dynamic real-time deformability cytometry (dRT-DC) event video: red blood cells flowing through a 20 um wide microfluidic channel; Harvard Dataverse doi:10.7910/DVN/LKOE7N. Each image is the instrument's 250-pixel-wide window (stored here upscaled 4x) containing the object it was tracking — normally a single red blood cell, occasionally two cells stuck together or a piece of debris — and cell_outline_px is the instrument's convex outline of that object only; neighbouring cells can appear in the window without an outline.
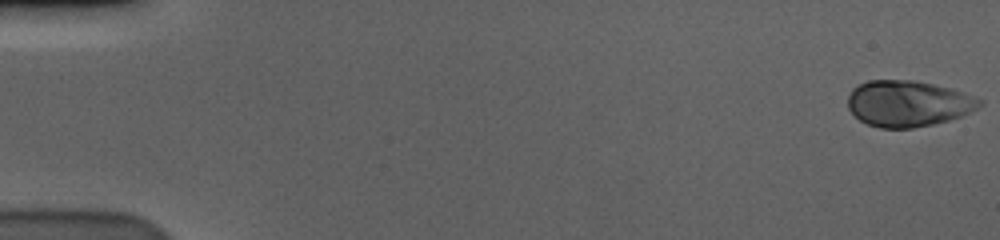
{"species": "human", "species_latin": "Homo sapiens", "temperature_condition": "cold", "stored_images_in_passage": 58, "camera_frame_rate_fps": 3000, "um_per_image_px": 0.085, "donor": {"sex": "male"}, "frame": {"image": 1, "passage_image": 1, "time_ms": 0.0, "image_size_px": [1000, 240], "cell_outline_px": [[984, 104], [960, 116], [948, 120], [932, 124], [912, 128], [880, 128], [868, 124], [860, 120], [848, 108], [848, 96], [852, 88], [868, 80], [912, 80], [952, 88], [984, 100]], "centroid_in_image_um": [77.18, 8.79], "position_along_channel_um": 7.8, "area_um2": 35.26}}
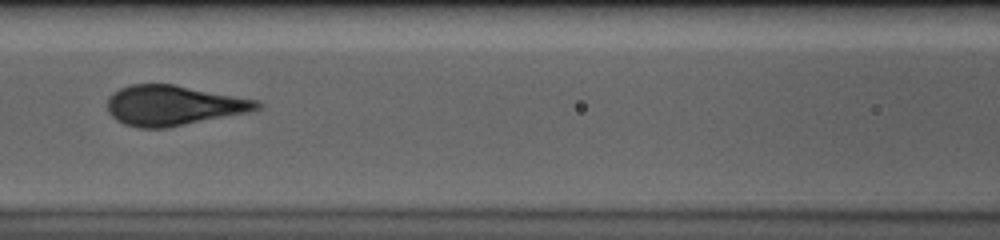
{"frame": {"image": 2, "passage_image": 27, "time_ms": 8.667, "image_size_px": [1000, 240], "cell_outline_px": [[264, 104], [260, 108], [252, 112], [164, 128], [140, 128], [124, 124], [116, 120], [108, 112], [108, 96], [112, 92], [128, 84], [172, 84], [260, 100]], "centroid_in_image_um": [14.76, 8.96], "position_along_channel_um": 151.8, "area_um2": 35.2}}
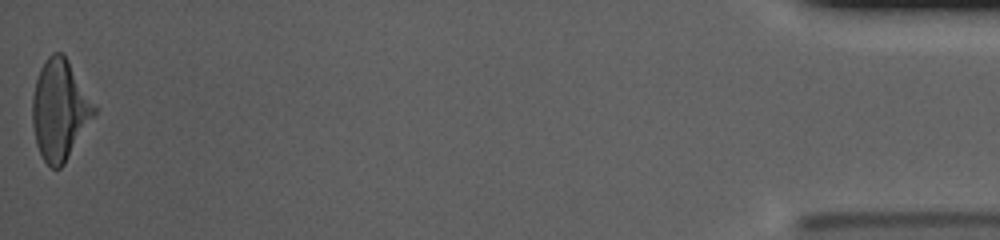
{"frame": {"image": 3, "passage_image": 58, "time_ms": 19.0, "image_size_px": [1000, 240], "cell_outline_px": [[96, 112], [64, 164], [60, 168], [52, 168], [44, 160], [36, 144], [32, 124], [32, 96], [36, 80], [40, 68], [48, 56], [52, 52], [64, 52], [96, 108]], "centroid_in_image_um": [5.05, 9.32], "position_along_channel_um": 430.1, "area_um2": 35.72}}